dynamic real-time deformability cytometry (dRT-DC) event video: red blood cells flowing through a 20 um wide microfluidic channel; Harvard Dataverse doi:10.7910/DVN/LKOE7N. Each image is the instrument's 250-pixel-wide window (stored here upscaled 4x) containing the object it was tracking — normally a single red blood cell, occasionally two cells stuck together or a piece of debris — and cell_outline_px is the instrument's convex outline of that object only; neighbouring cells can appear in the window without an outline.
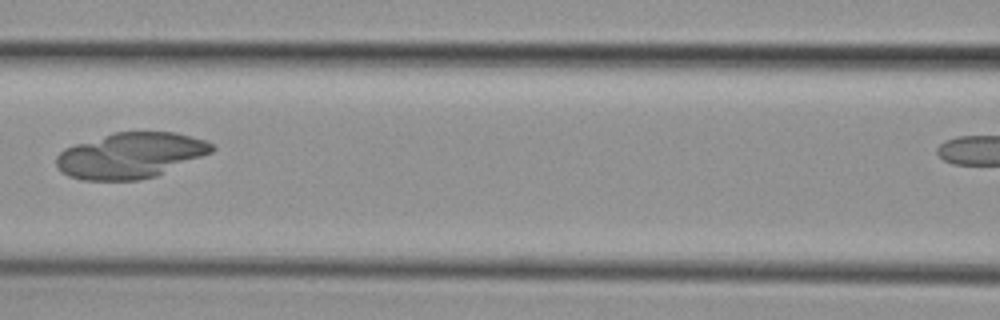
{"species": "common noctule bat (a hibernating species)", "species_latin": "Nyctalus noctula", "temperature_condition": "cold", "stored_images_in_passage": 9, "segment_of_instrument_passage": [1, 2], "camera_frame_rate_fps": 3000, "um_per_image_px": 0.085, "animal": {"sex": "female", "body_mass_g": 29.2, "forearm_length_mm": 56.3}, "frame": {"image": 1, "passage_image": 8, "time_ms": 8.333, "image_size_px": [1000, 320], "cell_outline_px": [[216, 148], [212, 152], [156, 176], [140, 180], [84, 180], [68, 176], [60, 172], [56, 164], [56, 156], [64, 148], [112, 132], [176, 132], [204, 140], [212, 144]], "centroid_in_image_um": [11.07, 13.21], "position_along_channel_um": 155.5, "area_um2": 41.27}}